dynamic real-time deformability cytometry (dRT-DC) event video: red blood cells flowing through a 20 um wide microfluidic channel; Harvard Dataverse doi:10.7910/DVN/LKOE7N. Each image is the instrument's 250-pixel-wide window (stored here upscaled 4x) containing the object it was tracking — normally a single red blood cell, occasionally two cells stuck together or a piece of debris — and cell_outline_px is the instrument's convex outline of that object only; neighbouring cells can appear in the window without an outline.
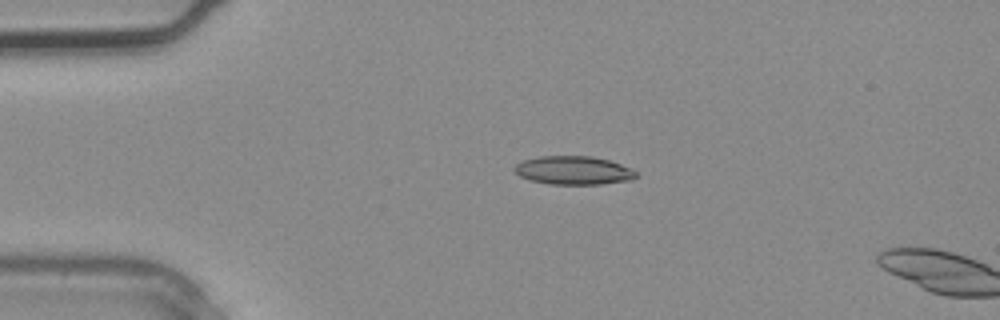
{"species": "common noctule bat (a hibernating species)", "species_latin": "Nyctalus noctula", "temperature_condition": "warm", "stored_images_in_passage": 4, "segment_of_instrument_passage": [1, 2], "camera_frame_rate_fps": 3000, "um_per_image_px": 0.085, "animal": {"sex": "male", "body_mass_g": 20.4}, "frame": {"image": 1, "passage_image": 3, "time_ms": 0.667, "image_size_px": [1000, 320], "cell_outline_px": [[636, 176], [632, 180], [600, 184], [548, 184], [532, 180], [520, 176], [512, 168], [516, 164], [524, 160], [540, 156], [592, 156], [608, 160], [632, 168], [636, 172]], "centroid_in_image_um": [48.75, 14.48], "position_along_channel_um": 36.2, "area_um2": 20.11}}